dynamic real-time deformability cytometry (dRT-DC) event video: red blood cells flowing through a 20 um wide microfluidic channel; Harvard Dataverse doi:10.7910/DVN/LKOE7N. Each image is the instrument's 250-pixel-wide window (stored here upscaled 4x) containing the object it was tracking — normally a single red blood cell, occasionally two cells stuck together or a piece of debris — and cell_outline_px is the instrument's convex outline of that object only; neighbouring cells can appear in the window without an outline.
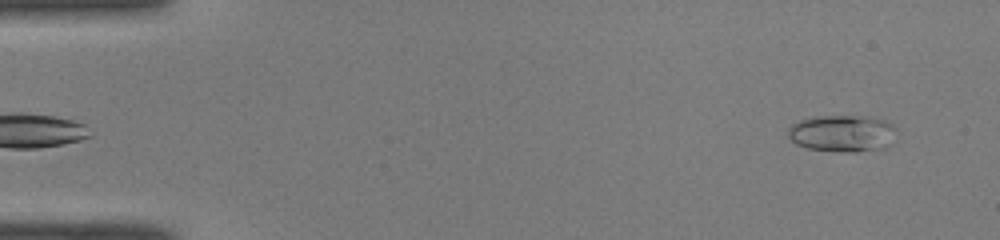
{"species": "common noctule bat (a hibernating species)", "species_latin": "Nyctalus noctula", "temperature_condition": "room temperature", "stored_images_in_passage": 48, "camera_frame_rate_fps": 3000, "um_per_image_px": 0.085, "animal": {"sex": "male", "body_mass_g": 19.0, "forearm_length_mm": 50.8}, "frame": {"image": 1, "passage_image": 2, "time_ms": 0.333, "image_size_px": [1000, 240], "cell_outline_px": [[896, 128], [892, 144], [888, 148], [856, 152], [840, 152], [808, 148], [796, 144], [788, 136], [788, 128], [792, 124], [800, 120], [816, 116], [864, 116], [884, 120], [892, 124]], "centroid_in_image_um": [71.63, 11.35], "position_along_channel_um": 13.4, "area_um2": 23.52}}
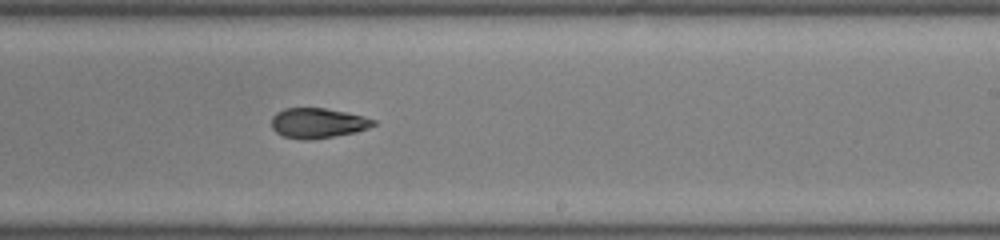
{"frame": {"image": 2, "passage_image": 29, "time_ms": 9.333, "image_size_px": [1000, 240], "cell_outline_px": [[376, 124], [368, 128], [356, 132], [308, 140], [304, 140], [284, 136], [276, 132], [272, 128], [272, 116], [276, 112], [284, 108], [324, 108], [364, 116], [376, 120]], "centroid_in_image_um": [27.0, 10.45], "position_along_channel_um": 262.0, "area_um2": 17.74}}
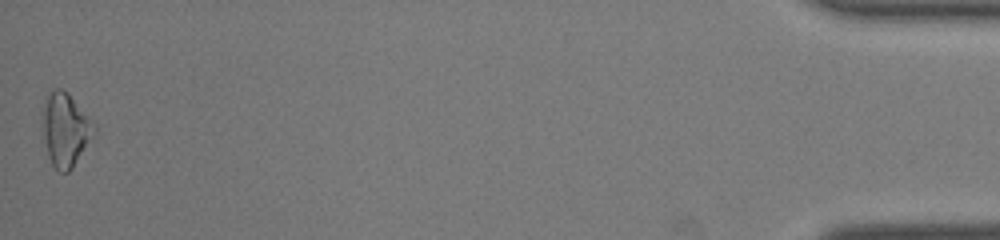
{"frame": {"image": 3, "passage_image": 48, "time_ms": 15.667, "image_size_px": [1000, 240], "cell_outline_px": [[96, 132], [72, 168], [68, 172], [60, 172], [52, 164], [48, 156], [44, 136], [40, 112], [48, 96], [56, 88], [60, 88], [68, 92], [96, 124]], "centroid_in_image_um": [5.56, 11.0], "position_along_channel_um": 429.6, "area_um2": 22.08}, "authors_computed_cell_mechanics": {"area_um2": 18.2648, "velocity_mm_per_s": 4.1072, "shape_relaxation_time_tau1_ms": 6.3084, "shape_relaxation_time_tau2_ms": 5.2046, "deformation_change_tau1": 0.1757, "deformation_change_tau2": 0.1402}}